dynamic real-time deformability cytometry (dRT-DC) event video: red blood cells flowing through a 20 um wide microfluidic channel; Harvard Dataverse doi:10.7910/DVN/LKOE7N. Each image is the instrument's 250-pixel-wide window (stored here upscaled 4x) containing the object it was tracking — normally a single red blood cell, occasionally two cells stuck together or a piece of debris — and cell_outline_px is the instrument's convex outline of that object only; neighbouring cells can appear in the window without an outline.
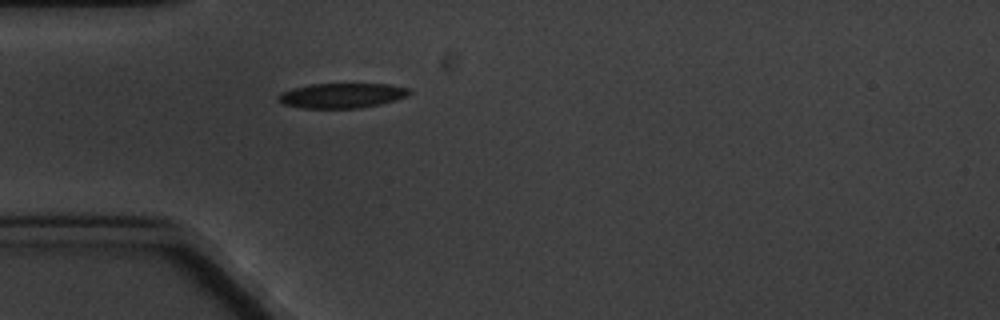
{"species": "common noctule bat (a hibernating species)", "species_latin": "Nyctalus noctula", "temperature_condition": "cold", "stored_images_in_passage": 1, "camera_frame_rate_fps": 3000, "um_per_image_px": 0.085, "animal": {"sex": "male", "body_mass_g": 20.1, "forearm_length_mm": 53.5}, "frame": {"image": 1, "passage_image": 1, "time_ms": 0.0, "image_size_px": [1000, 320], "cell_outline_px": [[412, 92], [408, 96], [396, 100], [380, 104], [360, 108], [300, 108], [284, 104], [276, 100], [276, 96], [280, 92], [292, 88], [312, 84], [392, 84], [408, 88]], "centroid_in_image_um": [29.04, 8.12], "position_along_channel_um": 56.0, "area_um2": 19.25}}